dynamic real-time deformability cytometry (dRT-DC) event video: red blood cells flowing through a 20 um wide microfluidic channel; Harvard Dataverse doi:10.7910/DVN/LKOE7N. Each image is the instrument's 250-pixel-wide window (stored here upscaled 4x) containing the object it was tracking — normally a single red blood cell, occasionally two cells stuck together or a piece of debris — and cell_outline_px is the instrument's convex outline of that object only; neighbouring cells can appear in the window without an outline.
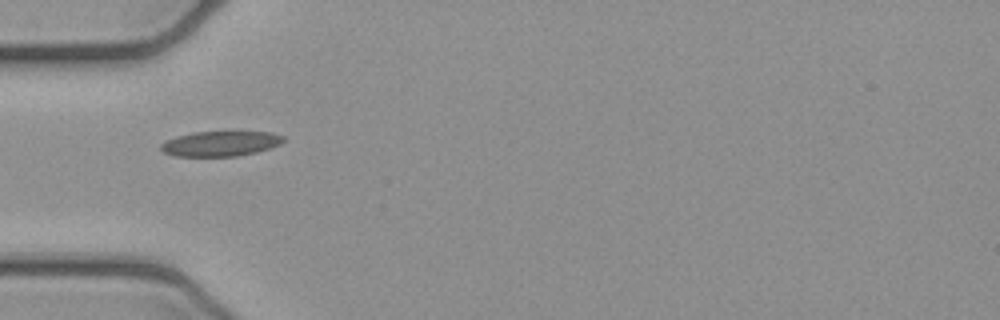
{"species": "common noctule bat (a hibernating species)", "species_latin": "Nyctalus noctula", "temperature_condition": "cold", "stored_images_in_passage": 6, "camera_frame_rate_fps": 3000, "um_per_image_px": 0.085, "animal": {"sex": "female", "body_mass_g": 21.9}, "frame": {"image": 1, "passage_image": 4, "time_ms": 1.0, "image_size_px": [1000, 320], "cell_outline_px": [[288, 140], [272, 148], [256, 152], [236, 156], [172, 156], [164, 152], [160, 148], [160, 144], [164, 140], [176, 136], [192, 132], [272, 132], [284, 136]], "centroid_in_image_um": [18.75, 12.2], "position_along_channel_um": 66.2, "area_um2": 18.15}}
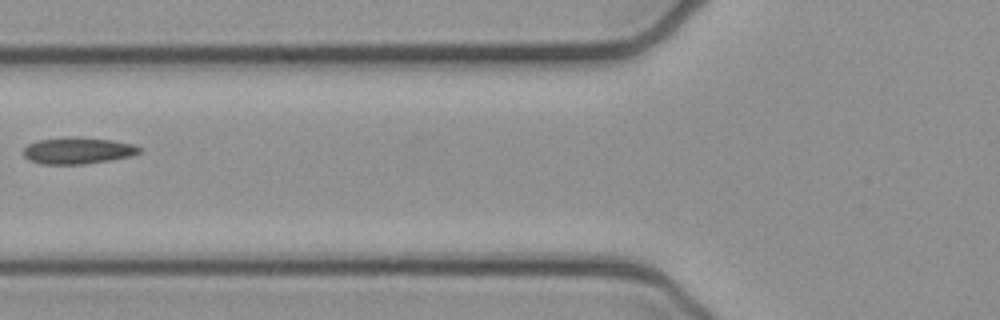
{"frame": {"image": 2, "passage_image": 5, "time_ms": 1.333, "image_size_px": [1000, 320], "cell_outline_px": [[144, 148], [140, 152], [132, 156], [112, 160], [84, 164], [40, 164], [28, 160], [24, 156], [24, 148], [28, 144], [36, 140], [64, 136], [80, 136], [112, 140], [136, 144]], "centroid_in_image_um": [6.64, 12.78], "position_along_channel_um": 119.2, "area_um2": 18.55}}
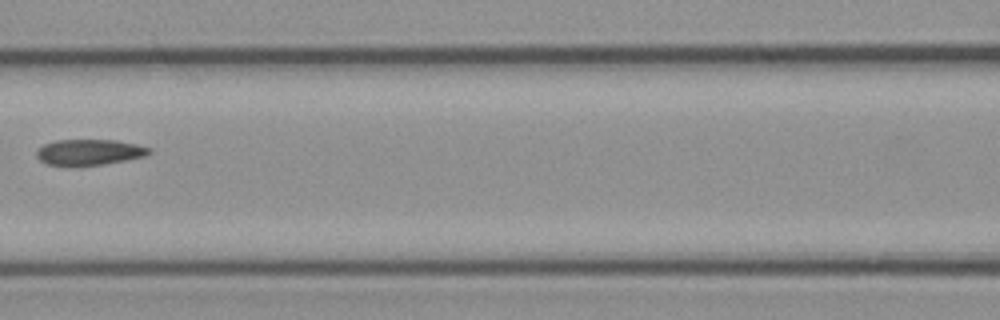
{"frame": {"image": 3, "passage_image": 6, "time_ms": 1.667, "image_size_px": [1000, 320], "cell_outline_px": [[152, 152], [144, 156], [104, 164], [76, 168], [48, 164], [40, 160], [36, 156], [36, 152], [44, 144], [56, 140], [116, 140], [136, 144], [152, 148]], "centroid_in_image_um": [7.57, 12.96], "position_along_channel_um": 159.0, "area_um2": 17.28}}